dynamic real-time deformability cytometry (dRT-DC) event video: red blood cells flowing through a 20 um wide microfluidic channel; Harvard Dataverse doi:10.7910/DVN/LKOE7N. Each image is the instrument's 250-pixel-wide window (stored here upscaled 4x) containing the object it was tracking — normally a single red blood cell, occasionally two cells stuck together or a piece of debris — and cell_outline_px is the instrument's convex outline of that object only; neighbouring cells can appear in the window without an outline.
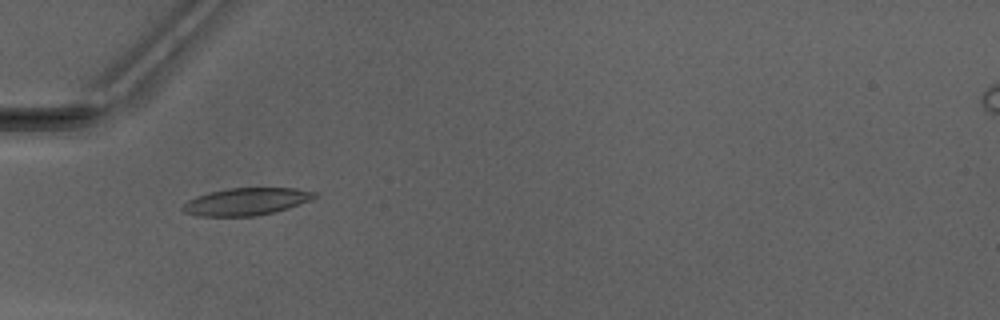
{"species": "Egyptian fruit bat (a non-hibernating species)", "species_latin": "Rousettus aegyptiacus", "temperature_condition": "warm", "stored_images_in_passage": 48, "camera_frame_rate_fps": 3000, "um_per_image_px": 0.085, "animal": {"sex": "male"}, "frame": {"image": 1, "passage_image": 15, "time_ms": 4.667, "image_size_px": [1000, 320], "cell_outline_px": [[316, 196], [312, 200], [276, 212], [256, 216], [200, 216], [184, 212], [180, 208], [180, 204], [196, 196], [208, 192], [228, 188], [292, 188], [316, 192]], "centroid_in_image_um": [20.89, 17.14], "position_along_channel_um": 64.1, "area_um2": 21.15}}
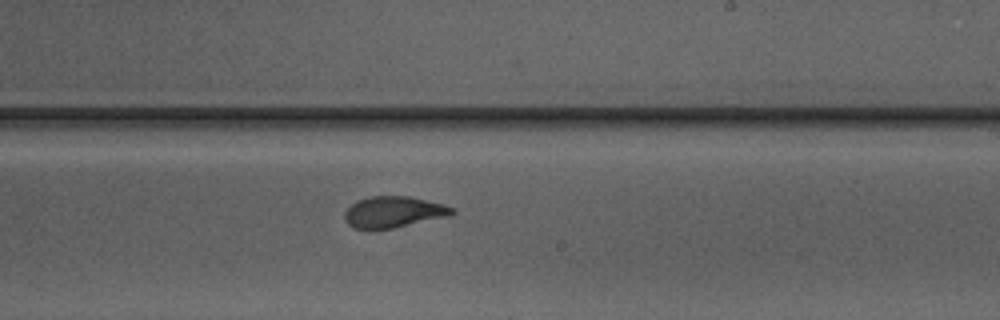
{"frame": {"image": 2, "passage_image": 29, "time_ms": 9.333, "image_size_px": [1000, 320], "cell_outline_px": [[456, 212], [444, 216], [392, 228], [368, 232], [356, 228], [348, 224], [344, 220], [344, 212], [356, 200], [372, 196], [408, 196], [444, 204], [452, 208]], "centroid_in_image_um": [33.35, 18.03], "position_along_channel_um": 255.7, "area_um2": 19.54}}
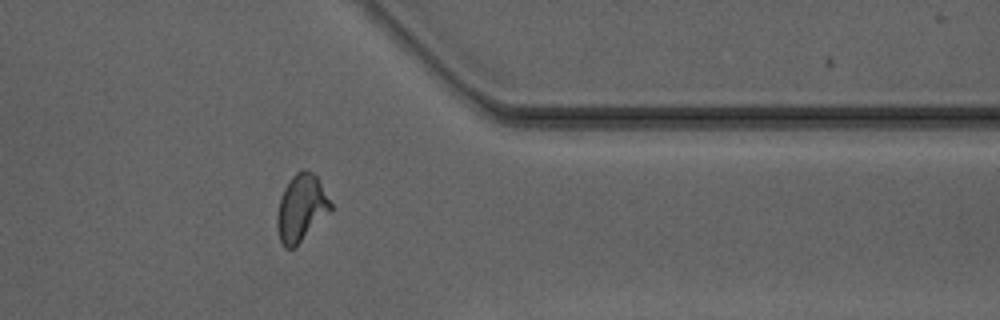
{"frame": {"image": 3, "passage_image": 39, "time_ms": 12.667, "image_size_px": [1000, 320], "cell_outline_px": [[332, 208], [292, 248], [284, 248], [280, 244], [276, 228], [276, 216], [280, 196], [284, 188], [292, 176], [296, 172], [304, 168], [312, 172], [316, 176], [332, 204]], "centroid_in_image_um": [25.54, 17.65], "position_along_channel_um": 385.9, "area_um2": 20.46}, "authors_computed_cell_mechanics": {"area_um2": 20.2011, "velocity_mm_per_s": 4.1827, "shape_relaxation_time_tau1_ms": 3.2892, "shape_relaxation_time_tau2_ms": 0.7731, "deformation_change_tau1": 0.166, "deformation_change_tau2": 0.0771}}